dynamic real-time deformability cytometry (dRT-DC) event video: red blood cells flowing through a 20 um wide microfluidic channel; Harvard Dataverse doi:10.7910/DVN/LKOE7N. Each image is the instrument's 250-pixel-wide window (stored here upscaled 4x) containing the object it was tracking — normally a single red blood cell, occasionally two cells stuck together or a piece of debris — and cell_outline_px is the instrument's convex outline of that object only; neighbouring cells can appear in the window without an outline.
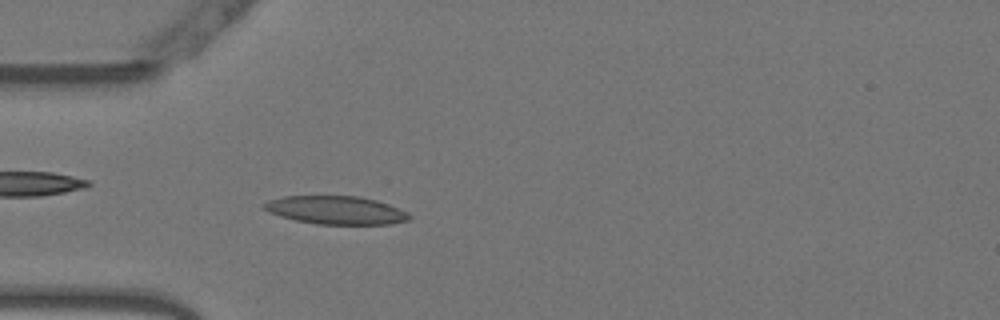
{"species": "Egyptian fruit bat (a non-hibernating species)", "species_latin": "Rousettus aegyptiacus", "temperature_condition": "warm", "stored_images_in_passage": 53, "camera_frame_rate_fps": 3000, "um_per_image_px": 0.085, "animal": {"sex": "female"}, "frame": {"image": 1, "passage_image": 15, "time_ms": 4.667, "image_size_px": [1000, 320], "cell_outline_px": [[412, 216], [408, 220], [392, 224], [316, 224], [296, 220], [280, 216], [268, 212], [260, 208], [260, 204], [268, 200], [284, 196], [360, 196], [376, 200], [388, 204], [408, 212]], "centroid_in_image_um": [28.51, 17.86], "position_along_channel_um": 56.5, "area_um2": 24.1}}
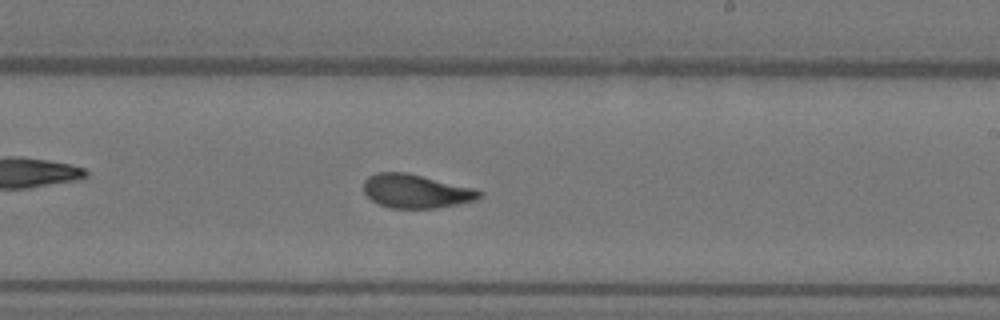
{"frame": {"image": 2, "passage_image": 31, "time_ms": 10.0, "image_size_px": [1000, 320], "cell_outline_px": [[480, 196], [476, 200], [436, 208], [392, 208], [380, 204], [372, 200], [364, 192], [364, 180], [368, 176], [376, 172], [404, 172], [476, 188], [480, 192]], "centroid_in_image_um": [35.34, 16.24], "position_along_channel_um": 253.7, "area_um2": 22.54}}
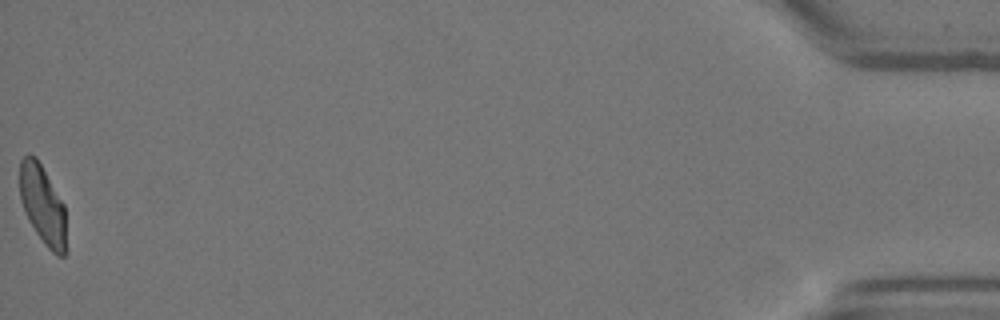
{"frame": {"image": 3, "passage_image": 53, "time_ms": 17.333, "image_size_px": [1000, 320], "cell_outline_px": [[68, 252], [64, 256], [56, 256], [44, 244], [28, 220], [20, 200], [20, 160], [28, 152], [36, 156], [64, 204]], "centroid_in_image_um": [3.65, 17.45], "position_along_channel_um": 431.5, "area_um2": 21.85}, "authors_computed_cell_mechanics": {"area_um2": 22.7154, "velocity_mm_per_s": 3.7924, "shape_relaxation_time_tau1_ms": 7.1984, "shape_relaxation_time_tau2_ms": 1.3895, "deformation_change_tau1": 0.2168, "deformation_change_tau2": 0.0755}}